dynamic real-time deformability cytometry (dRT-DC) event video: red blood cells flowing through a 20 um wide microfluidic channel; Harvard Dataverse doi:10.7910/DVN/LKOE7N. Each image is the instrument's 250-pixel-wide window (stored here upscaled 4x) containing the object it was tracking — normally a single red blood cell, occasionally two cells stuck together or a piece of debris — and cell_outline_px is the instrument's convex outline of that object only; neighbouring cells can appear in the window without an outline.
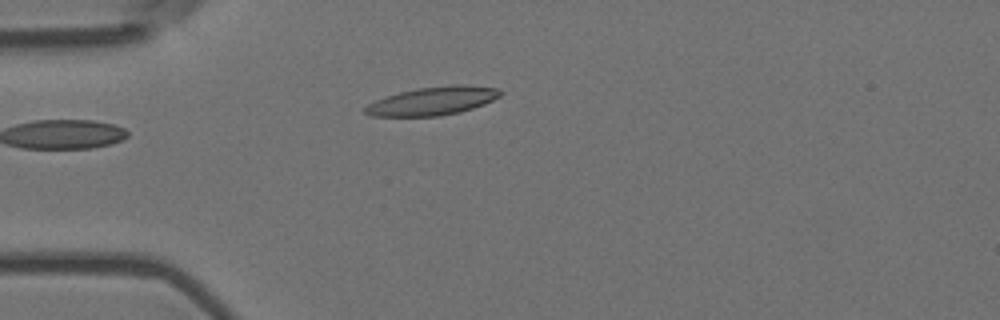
{"species": "Egyptian fruit bat (a non-hibernating species)", "species_latin": "Rousettus aegyptiacus", "temperature_condition": "room temperature", "stored_images_in_passage": 7, "camera_frame_rate_fps": 3000, "um_per_image_px": 0.085, "animal": {"sex": "female"}, "frame": {"image": 1, "passage_image": 4, "time_ms": 1.0, "image_size_px": [1000, 320], "cell_outline_px": [[504, 92], [500, 96], [484, 104], [460, 112], [440, 116], [368, 116], [364, 112], [364, 108], [368, 104], [376, 100], [400, 92], [420, 88], [452, 84], [464, 84], [500, 88]], "centroid_in_image_um": [36.82, 8.57], "position_along_channel_um": 48.2, "area_um2": 22.37}}
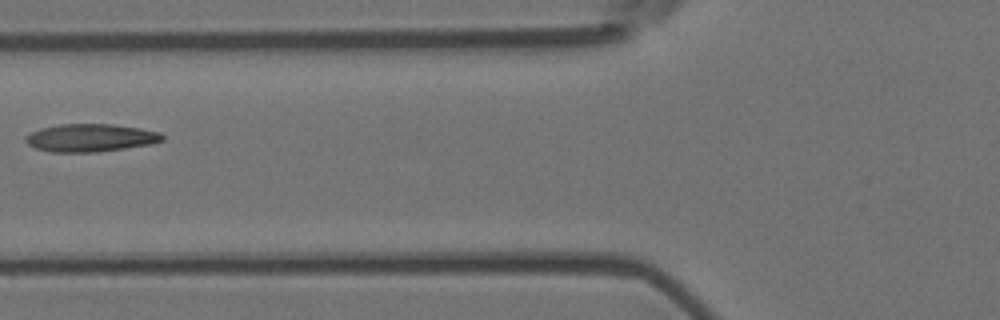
{"frame": {"image": 2, "passage_image": 6, "time_ms": 1.667, "image_size_px": [1000, 320], "cell_outline_px": [[164, 140], [148, 144], [124, 148], [96, 152], [52, 152], [36, 148], [28, 144], [24, 140], [24, 136], [40, 128], [60, 124], [112, 124], [140, 128], [160, 132], [164, 136]], "centroid_in_image_um": [7.67, 11.71], "position_along_channel_um": 118.1, "area_um2": 22.08}}
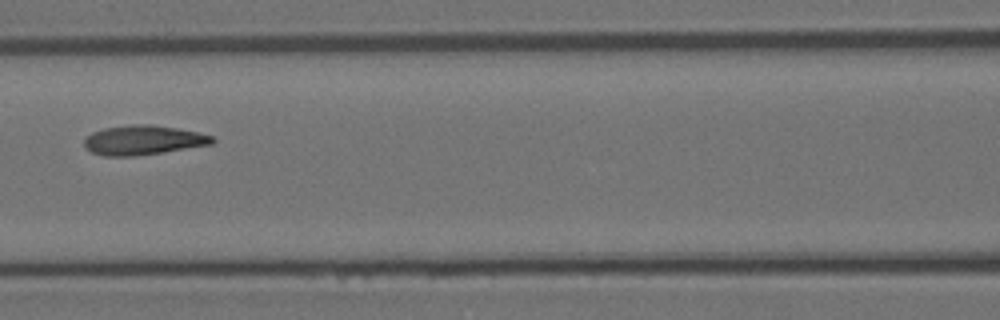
{"frame": {"image": 3, "passage_image": 7, "time_ms": 2.0, "image_size_px": [1000, 320], "cell_outline_px": [[216, 140], [212, 144], [164, 152], [132, 156], [104, 156], [92, 152], [84, 148], [84, 136], [92, 132], [104, 128], [132, 124], [148, 124], [176, 128], [196, 132], [212, 136]], "centroid_in_image_um": [12.12, 11.91], "position_along_channel_um": 154.5, "area_um2": 22.02}}